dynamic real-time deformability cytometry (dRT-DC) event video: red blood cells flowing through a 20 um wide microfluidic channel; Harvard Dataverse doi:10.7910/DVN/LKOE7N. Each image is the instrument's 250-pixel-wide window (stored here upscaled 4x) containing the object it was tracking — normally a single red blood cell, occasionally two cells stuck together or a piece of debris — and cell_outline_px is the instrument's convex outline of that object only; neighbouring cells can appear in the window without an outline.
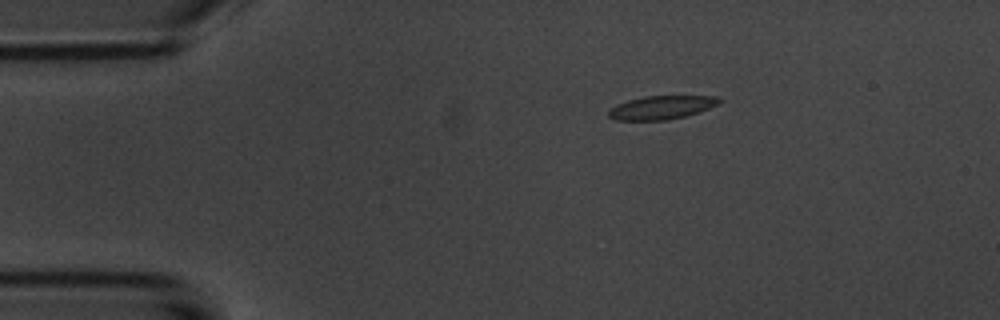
{"species": "common noctule bat (a hibernating species)", "species_latin": "Nyctalus noctula", "temperature_condition": "room temperature", "stored_images_in_passage": 7, "camera_frame_rate_fps": 3000, "um_per_image_px": 0.085, "animal": {"sex": "male", "body_mass_g": 20.1, "forearm_length_mm": 53.5}, "frame": {"image": 1, "passage_image": 2, "time_ms": 1.333, "image_size_px": [1000, 320], "cell_outline_px": [[724, 100], [720, 104], [684, 116], [668, 120], [616, 120], [608, 116], [608, 112], [616, 104], [628, 100], [644, 96], [716, 96]], "centroid_in_image_um": [56.24, 9.13], "position_along_channel_um": 28.8, "area_um2": 15.09}}
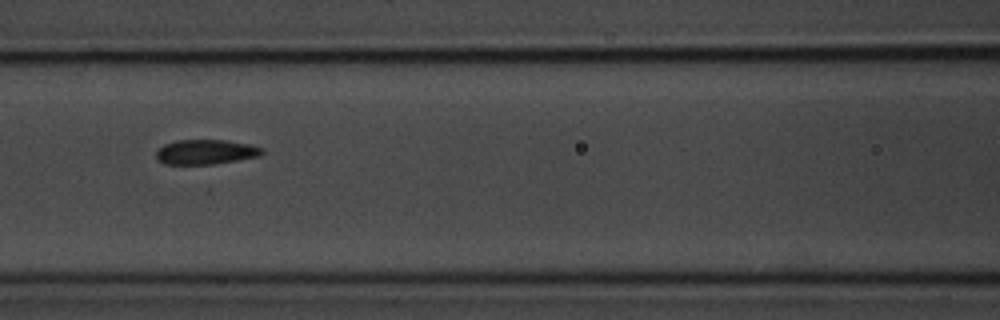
{"frame": {"image": 2, "passage_image": 6, "time_ms": 6.0, "image_size_px": [1000, 320], "cell_outline_px": [[264, 152], [260, 156], [216, 164], [164, 164], [156, 160], [156, 152], [164, 144], [176, 140], [228, 140], [252, 144], [264, 148]], "centroid_in_image_um": [17.52, 12.91], "position_along_channel_um": 149.1, "area_um2": 15.55}}
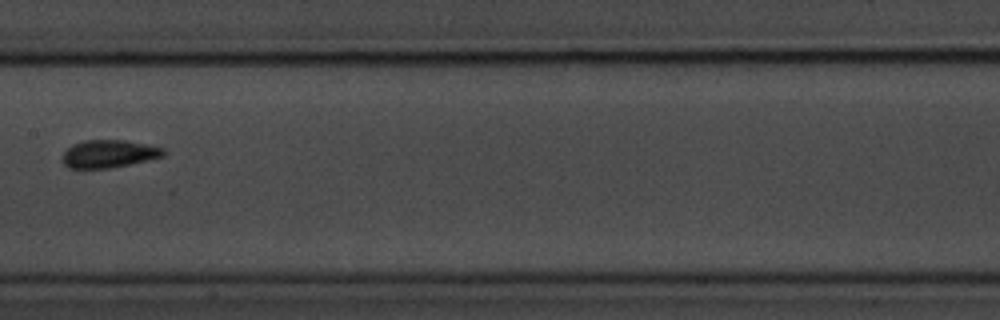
{"frame": {"image": 3, "passage_image": 7, "time_ms": 7.333, "image_size_px": [1000, 320], "cell_outline_px": [[164, 156], [132, 164], [108, 168], [68, 168], [60, 160], [64, 152], [72, 144], [84, 140], [124, 140], [164, 148]], "centroid_in_image_um": [9.21, 13.08], "position_along_channel_um": 198.2, "area_um2": 16.36}}